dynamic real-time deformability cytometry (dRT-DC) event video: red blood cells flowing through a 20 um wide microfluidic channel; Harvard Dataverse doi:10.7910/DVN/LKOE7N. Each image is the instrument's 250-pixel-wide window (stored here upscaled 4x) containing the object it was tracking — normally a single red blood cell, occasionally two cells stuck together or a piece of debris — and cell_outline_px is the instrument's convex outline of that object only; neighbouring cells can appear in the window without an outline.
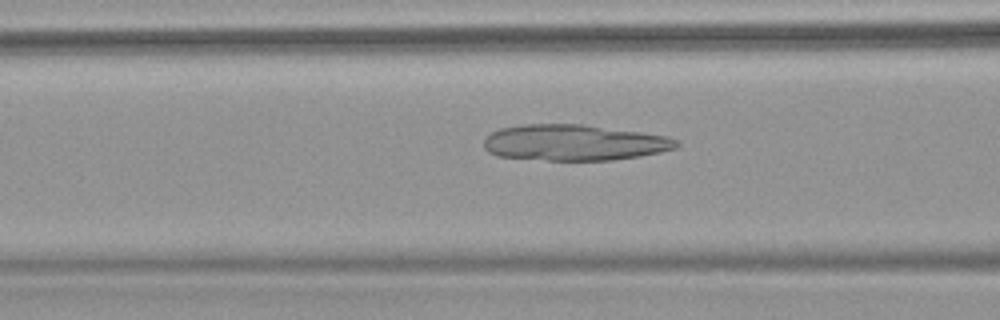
{"species": "common noctule bat (a hibernating species)", "species_latin": "Nyctalus noctula", "temperature_condition": "warm", "stored_images_in_passage": 49, "camera_frame_rate_fps": 3000, "um_per_image_px": 0.085, "animal": {"sex": "female", "body_mass_g": 18.4}, "frame": {"image": 1, "passage_image": 11, "time_ms": 3.333, "image_size_px": [1000, 320], "cell_outline_px": [[680, 144], [676, 148], [660, 152], [640, 156], [612, 160], [548, 160], [496, 156], [488, 152], [484, 148], [484, 140], [492, 132], [500, 128], [524, 124], [584, 124], [668, 136], [680, 140]], "centroid_in_image_um": [48.82, 12.12], "position_along_channel_um": 117.8, "area_um2": 40.52}}
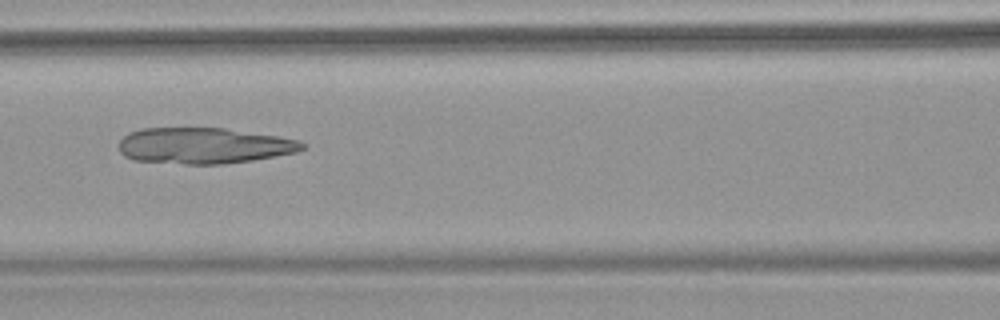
{"frame": {"image": 2, "passage_image": 14, "time_ms": 4.333, "image_size_px": [1000, 320], "cell_outline_px": [[308, 144], [304, 148], [296, 152], [252, 160], [224, 164], [188, 164], [132, 160], [124, 156], [120, 152], [120, 140], [128, 132], [140, 128], [224, 128], [280, 136], [300, 140]], "centroid_in_image_um": [17.34, 12.38], "position_along_channel_um": 149.3, "area_um2": 38.67}}
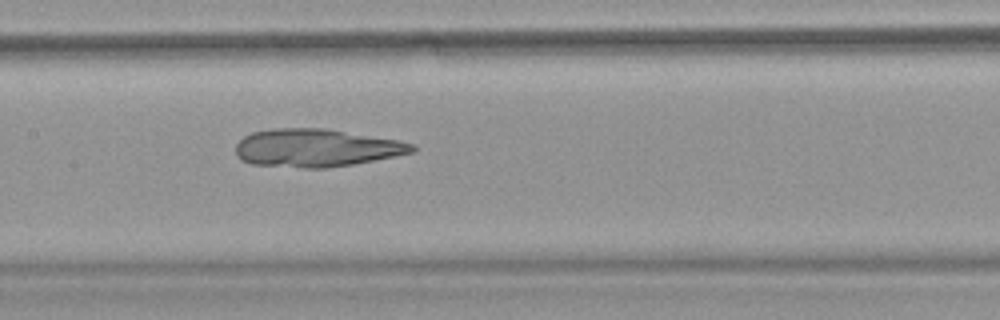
{"frame": {"image": 3, "passage_image": 17, "time_ms": 5.333, "image_size_px": [1000, 320], "cell_outline_px": [[416, 148], [412, 152], [352, 164], [324, 168], [304, 168], [252, 164], [240, 160], [236, 156], [236, 144], [244, 136], [252, 132], [272, 128], [324, 128], [400, 140], [416, 144]], "centroid_in_image_um": [26.84, 12.56], "position_along_channel_um": 180.6, "area_um2": 38.96}}